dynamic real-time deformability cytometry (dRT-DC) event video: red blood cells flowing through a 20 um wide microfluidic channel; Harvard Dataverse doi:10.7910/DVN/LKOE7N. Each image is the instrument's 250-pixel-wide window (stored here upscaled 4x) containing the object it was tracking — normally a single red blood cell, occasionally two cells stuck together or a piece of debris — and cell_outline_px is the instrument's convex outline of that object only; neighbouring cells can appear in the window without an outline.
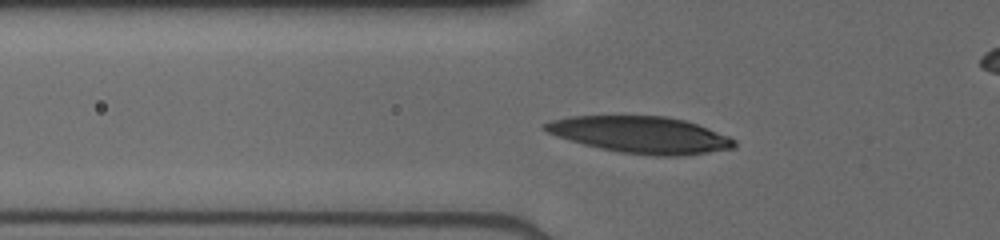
{"species": "human", "species_latin": "Homo sapiens", "temperature_condition": "cold", "stored_images_in_passage": 44, "camera_frame_rate_fps": 3000, "um_per_image_px": 0.085, "donor": {"sex": "male"}, "frame": {"image": 1, "passage_image": 11, "time_ms": 3.333, "image_size_px": [1000, 240], "cell_outline_px": [[736, 148], [708, 152], [676, 156], [656, 156], [620, 152], [600, 148], [584, 144], [556, 136], [540, 128], [544, 124], [552, 120], [572, 116], [664, 116], [684, 120], [708, 128], [728, 136], [736, 140]], "centroid_in_image_um": [54.46, 11.46], "position_along_channel_um": 71.3, "area_um2": 40.23}}
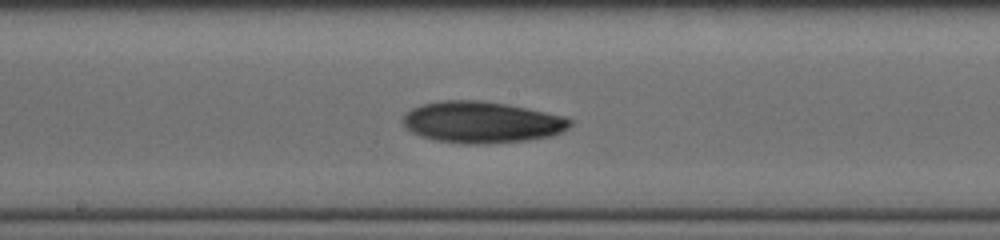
{"frame": {"image": 2, "passage_image": 21, "time_ms": 6.667, "image_size_px": [1000, 240], "cell_outline_px": [[572, 124], [568, 128], [552, 136], [524, 140], [488, 144], [472, 144], [436, 140], [420, 136], [404, 128], [400, 120], [404, 112], [412, 108], [424, 104], [440, 100], [480, 100], [508, 104], [564, 116], [572, 120]], "centroid_in_image_um": [40.9, 10.38], "position_along_channel_um": 207.3, "area_um2": 40.58}}
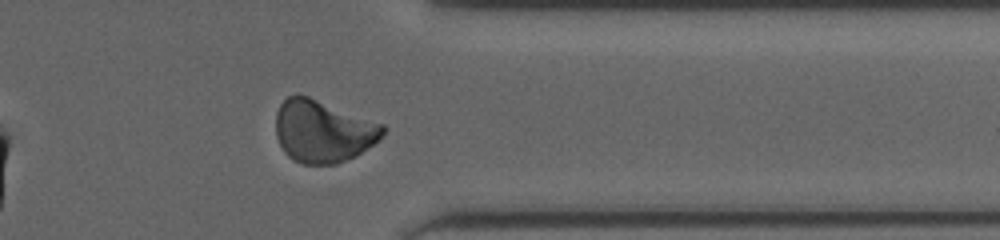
{"frame": {"image": 3, "passage_image": 34, "time_ms": 11.0, "image_size_px": [1000, 240], "cell_outline_px": [[384, 132], [372, 144], [356, 156], [336, 164], [300, 164], [292, 160], [284, 152], [276, 136], [276, 112], [280, 104], [288, 96], [296, 92], [300, 92], [384, 124]], "centroid_in_image_um": [27.41, 11.12], "position_along_channel_um": 384.0, "area_um2": 39.25}}